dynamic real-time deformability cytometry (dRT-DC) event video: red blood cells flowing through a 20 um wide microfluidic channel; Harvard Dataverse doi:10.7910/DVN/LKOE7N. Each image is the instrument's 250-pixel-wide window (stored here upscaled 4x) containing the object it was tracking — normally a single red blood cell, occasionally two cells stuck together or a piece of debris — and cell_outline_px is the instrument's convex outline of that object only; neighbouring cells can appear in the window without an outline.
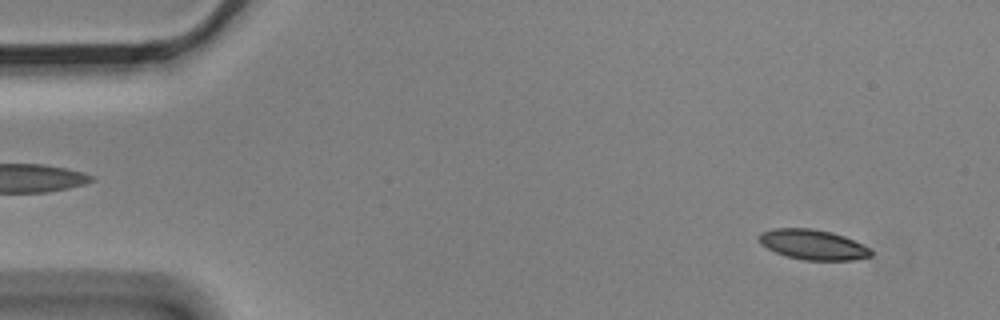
{"species": "Egyptian fruit bat (a non-hibernating species)", "species_latin": "Rousettus aegyptiacus", "temperature_condition": "cold", "stored_images_in_passage": 3, "camera_frame_rate_fps": 3000, "um_per_image_px": 0.085, "animal": {"sex": "male"}, "frame": {"image": 1, "passage_image": 1, "time_ms": 0.0, "image_size_px": [1000, 320], "cell_outline_px": [[872, 256], [852, 260], [804, 260], [788, 256], [776, 252], [760, 244], [756, 236], [760, 232], [772, 228], [812, 228], [832, 232], [844, 236], [868, 248], [872, 252]], "centroid_in_image_um": [69.04, 20.78], "position_along_channel_um": 16.0, "area_um2": 19.59}}